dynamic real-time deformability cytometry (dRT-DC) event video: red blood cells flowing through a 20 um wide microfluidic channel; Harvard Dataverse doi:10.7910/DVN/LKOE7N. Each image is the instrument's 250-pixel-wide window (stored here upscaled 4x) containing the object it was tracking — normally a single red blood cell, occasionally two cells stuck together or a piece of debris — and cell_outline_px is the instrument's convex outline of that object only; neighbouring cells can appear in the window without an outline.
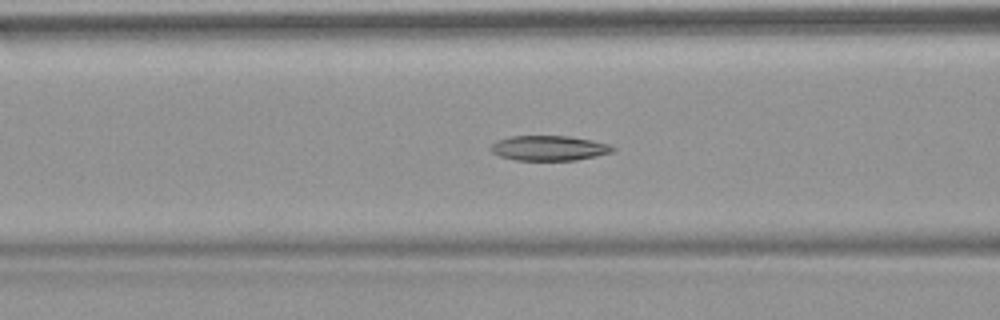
{"species": "common noctule bat (a hibernating species)", "species_latin": "Nyctalus noctula", "temperature_condition": "warm", "stored_images_in_passage": 37, "camera_frame_rate_fps": 3000, "um_per_image_px": 0.085, "animal": {"sex": "female", "body_mass_g": 18.4}, "frame": {"image": 1, "passage_image": 5, "time_ms": 1.333, "image_size_px": [1000, 320], "cell_outline_px": [[616, 148], [612, 152], [596, 156], [576, 160], [516, 160], [500, 156], [492, 152], [488, 148], [496, 140], [508, 136], [568, 136], [592, 140], [612, 144]], "centroid_in_image_um": [46.67, 12.58], "position_along_channel_um": 119.9, "area_um2": 17.92}}
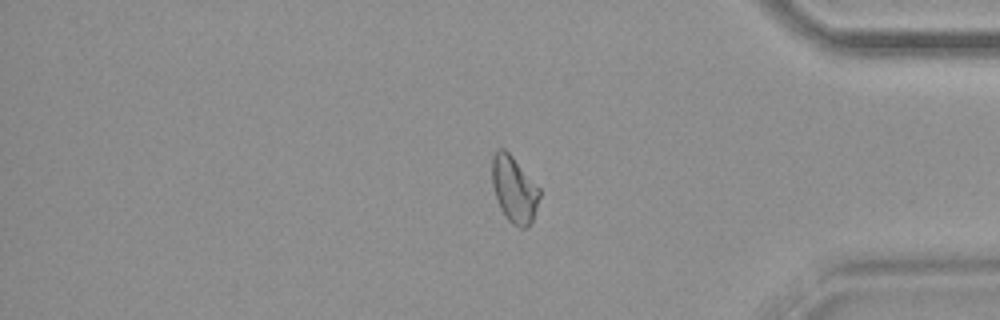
{"frame": {"image": 2, "passage_image": 28, "time_ms": 9.0, "image_size_px": [1000, 320], "cell_outline_px": [[540, 196], [532, 224], [528, 228], [520, 228], [512, 224], [508, 220], [500, 208], [492, 184], [492, 156], [500, 148], [504, 148], [512, 156], [540, 188]], "centroid_in_image_um": [43.72, 16.13], "position_along_channel_um": 391.5, "area_um2": 18.38}}
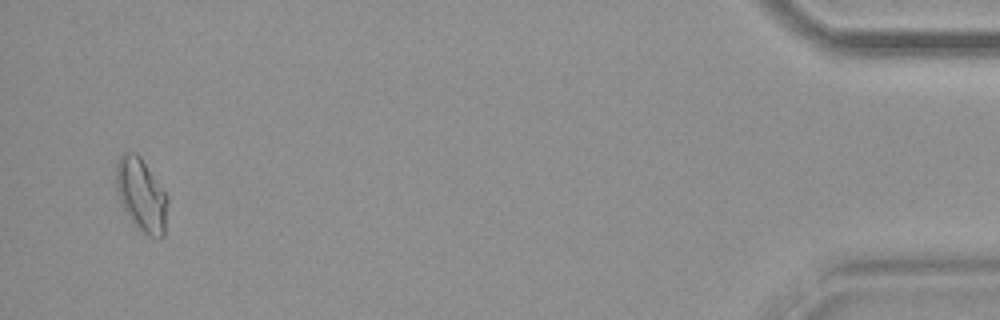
{"frame": {"image": 3, "passage_image": 35, "time_ms": 11.333, "image_size_px": [1000, 320], "cell_outline_px": [[168, 204], [164, 236], [160, 240], [148, 236], [140, 232], [136, 228], [128, 216], [116, 192], [116, 164], [120, 156], [124, 152], [136, 152], [140, 156], [168, 196]], "centroid_in_image_um": [12.03, 16.61], "position_along_channel_um": 423.2, "area_um2": 22.25}, "authors_computed_cell_mechanics": {"area_um2": 18.0336, "velocity_mm_per_s": 3.8292, "shape_relaxation_time_tau1_ms": null, "shape_relaxation_time_tau2_ms": 8.459, "deformation_change_tau1": null, "deformation_change_tau2": 0.165}}